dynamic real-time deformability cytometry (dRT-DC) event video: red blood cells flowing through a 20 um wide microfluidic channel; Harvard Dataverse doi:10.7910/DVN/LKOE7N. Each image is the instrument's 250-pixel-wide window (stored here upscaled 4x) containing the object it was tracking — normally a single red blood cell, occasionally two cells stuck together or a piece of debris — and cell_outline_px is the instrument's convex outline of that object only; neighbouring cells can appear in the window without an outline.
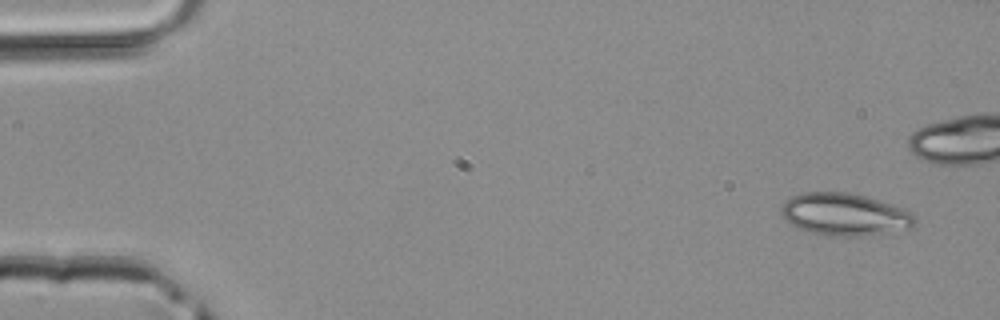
{"species": "common noctule bat (a hibernating species)", "species_latin": "Nyctalus noctula", "temperature_condition": "room temperature", "stored_images_in_passage": 4, "camera_frame_rate_fps": 3000, "um_per_image_px": 0.085, "animal": {"sex": "male", "body_mass_g": 20.4}, "frame": {"image": 1, "passage_image": 1, "time_ms": 0.0, "image_size_px": [1000, 320], "cell_outline_px": [[916, 224], [908, 228], [888, 232], [852, 236], [840, 236], [812, 232], [800, 228], [784, 220], [780, 212], [780, 208], [784, 200], [792, 196], [804, 192], [848, 192], [864, 196], [904, 208], [912, 212], [916, 216]], "centroid_in_image_um": [71.78, 18.2], "position_along_channel_um": 13.2, "area_um2": 32.71}}